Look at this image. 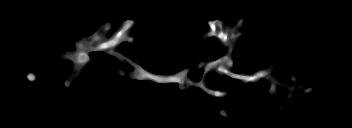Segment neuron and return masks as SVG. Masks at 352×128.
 <instances>
[{
    "label": "neuron",
    "instance_id": "obj_1",
    "mask_svg": "<svg viewBox=\"0 0 352 128\" xmlns=\"http://www.w3.org/2000/svg\"><path fill=\"white\" fill-rule=\"evenodd\" d=\"M110 19H107L106 21V27L105 28H99L97 32L94 35H91L87 38H83L81 41H79L76 44L75 50L69 54V57L73 59V66L75 68H79L80 65H83L89 60V57L87 53L89 51H102L109 53L113 56H117L121 59H124V61H128L129 59L124 58L121 54L117 53L114 51V48L117 47L119 44H121L123 41H128V42H133L134 38L132 36H129V31L132 28L134 24V20H125L120 27V29L113 35L111 36L108 40H105L103 32H107L111 28L110 24ZM245 20L241 18L238 21L237 25H232V26H226V29H224L223 26V21L222 20H208L207 24L210 27V30L206 33L204 36L205 38H209L211 36H215L218 38L226 47H229V51L227 54L219 59H217L214 62H209V63H204L201 62L198 66L201 68L204 64H206L204 74L201 77L200 83H195L192 80H190L187 77V72L188 69L180 71L178 73L172 74V75H153L150 72H147L145 69L140 67L138 64L131 62V64L134 65L136 68V72L133 74L130 73V78L131 79H138V80H153L157 83H177L180 85V88L185 90L183 85L184 83L188 82L189 85H195L199 88H201L203 91H205L208 94H211L215 97H219L222 95L221 92L219 91H214L206 84L204 83V77L210 70H215L217 73H220L221 75H228L234 79H239L242 80L244 83L248 82H254L259 79H265L271 80L270 83V92L273 94L276 92V87L275 84L273 83L275 80L274 78L270 75L271 72V67H268L265 70H260L254 75L248 76L244 74H234L230 70L227 69L229 66H233V62L231 61L232 59V51H233V44L230 45V43L236 42V39L241 35V33L236 32L238 27H241L243 25V22ZM27 78L30 81H35L36 80V75L33 73H29L27 75ZM221 115L226 117L227 113L222 110Z\"/></svg>",
    "mask_w": 352,
    "mask_h": 128
}]
</instances>
